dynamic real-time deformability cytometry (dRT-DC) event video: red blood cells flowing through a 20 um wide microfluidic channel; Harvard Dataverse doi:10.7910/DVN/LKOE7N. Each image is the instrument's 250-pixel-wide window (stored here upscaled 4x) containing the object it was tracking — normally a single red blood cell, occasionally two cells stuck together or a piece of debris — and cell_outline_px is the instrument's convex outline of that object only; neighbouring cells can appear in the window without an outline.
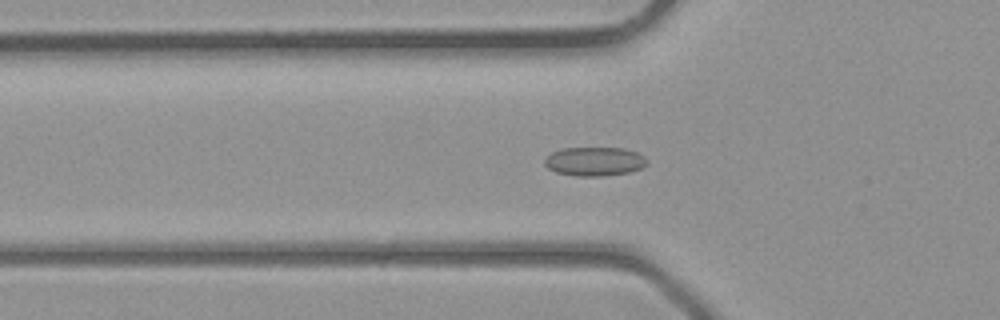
{"species": "common noctule bat (a hibernating species)", "species_latin": "Nyctalus noctula", "temperature_condition": "room temperature", "stored_images_in_passage": 39, "camera_frame_rate_fps": 3000, "um_per_image_px": 0.085, "animal": {"sex": "male", "body_mass_g": 23.1, "forearm_length_mm": 52.7}, "frame": {"image": 1, "passage_image": 11, "time_ms": 3.333, "image_size_px": [1000, 320], "cell_outline_px": [[648, 164], [640, 168], [628, 172], [604, 176], [576, 176], [556, 172], [548, 168], [544, 164], [544, 160], [552, 152], [560, 148], [624, 148], [636, 152], [644, 156], [648, 160]], "centroid_in_image_um": [50.53, 13.72], "position_along_channel_um": 75.3, "area_um2": 17.28}}
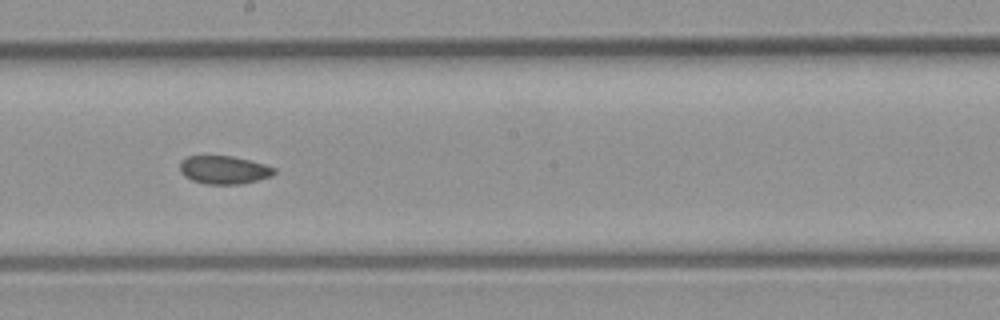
{"frame": {"image": 2, "passage_image": 20, "time_ms": 6.333, "image_size_px": [1000, 320], "cell_outline_px": [[276, 172], [272, 176], [240, 184], [204, 184], [192, 180], [184, 176], [180, 172], [180, 164], [188, 156], [232, 156], [264, 164], [276, 168]], "centroid_in_image_um": [19.04, 14.45], "position_along_channel_um": 229.2, "area_um2": 15.37}}
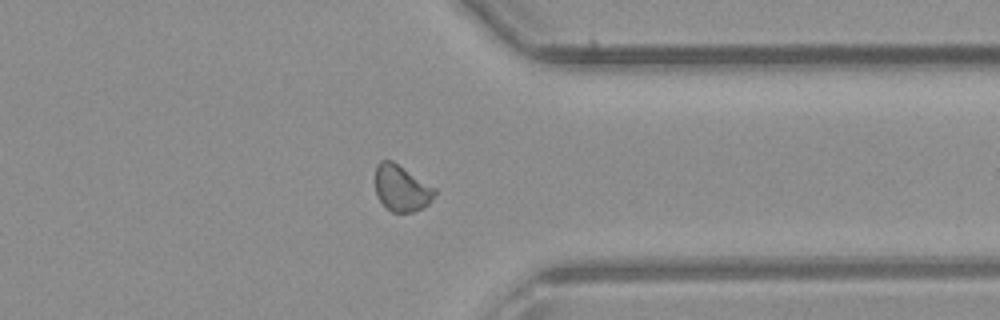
{"frame": {"image": 3, "passage_image": 29, "time_ms": 9.333, "image_size_px": [1000, 320], "cell_outline_px": [[436, 192], [432, 200], [424, 208], [412, 212], [392, 212], [376, 196], [376, 164], [380, 160], [392, 160], [436, 188]], "centroid_in_image_um": [34.14, 15.99], "position_along_channel_um": 377.3, "area_um2": 16.01}}